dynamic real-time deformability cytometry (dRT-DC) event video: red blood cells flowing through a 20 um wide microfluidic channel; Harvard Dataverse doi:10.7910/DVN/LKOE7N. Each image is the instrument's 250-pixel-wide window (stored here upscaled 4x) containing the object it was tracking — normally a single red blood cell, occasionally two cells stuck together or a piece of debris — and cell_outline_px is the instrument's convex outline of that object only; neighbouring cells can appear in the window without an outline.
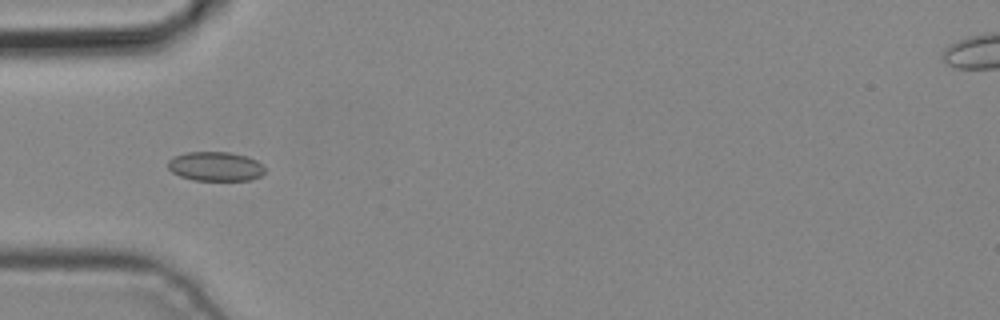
{"species": "common noctule bat (a hibernating species)", "species_latin": "Nyctalus noctula", "temperature_condition": "cold", "stored_images_in_passage": 4, "camera_frame_rate_fps": 3000, "um_per_image_px": 0.085, "animal": {"sex": "male", "body_mass_g": 19.2, "forearm_length_mm": 51.8}, "frame": {"image": 1, "passage_image": 4, "time_ms": 1.0, "image_size_px": [1000, 320], "cell_outline_px": [[264, 172], [260, 176], [248, 180], [192, 180], [180, 176], [172, 172], [168, 168], [168, 160], [176, 156], [188, 152], [228, 152], [248, 156], [256, 160], [264, 168]], "centroid_in_image_um": [18.3, 14.14], "position_along_channel_um": 66.7, "area_um2": 16.42}}